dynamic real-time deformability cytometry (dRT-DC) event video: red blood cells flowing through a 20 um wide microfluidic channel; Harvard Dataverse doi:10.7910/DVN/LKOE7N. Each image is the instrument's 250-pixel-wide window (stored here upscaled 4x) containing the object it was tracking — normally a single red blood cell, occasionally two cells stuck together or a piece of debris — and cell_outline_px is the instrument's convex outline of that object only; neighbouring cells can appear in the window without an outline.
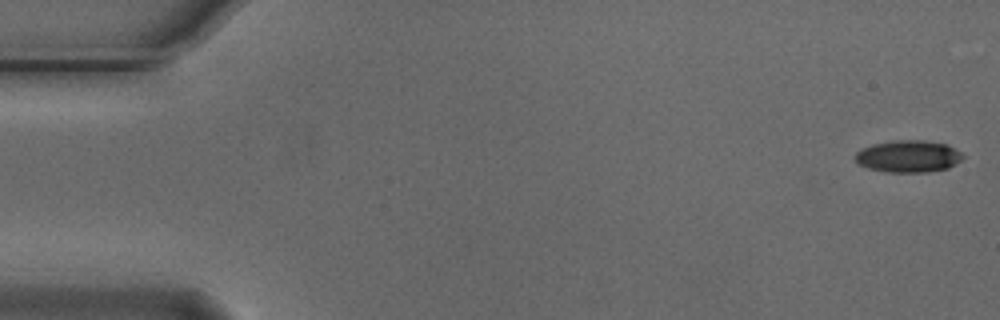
{"species": "Egyptian fruit bat (a non-hibernating species)", "species_latin": "Rousettus aegyptiacus", "temperature_condition": "cold", "stored_images_in_passage": 55, "camera_frame_rate_fps": 3000, "um_per_image_px": 0.085, "animal": {"sex": "male"}, "frame": {"image": 1, "passage_image": 1, "time_ms": 0.0, "image_size_px": [1000, 320], "cell_outline_px": [[964, 156], [960, 160], [948, 168], [928, 172], [888, 172], [868, 168], [856, 164], [856, 152], [860, 148], [872, 144], [892, 140], [924, 140], [948, 144], [960, 152]], "centroid_in_image_um": [77.18, 13.28], "position_along_channel_um": 7.8, "area_um2": 20.23}}
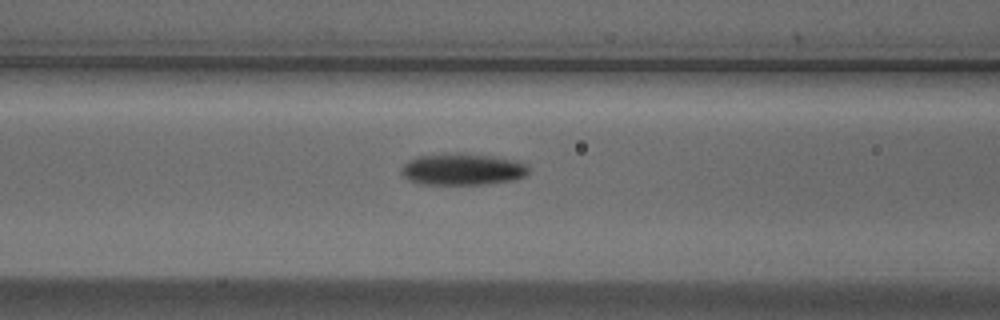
{"frame": {"image": 2, "passage_image": 22, "time_ms": 7.0, "image_size_px": [1000, 320], "cell_outline_px": [[528, 172], [524, 176], [516, 180], [484, 184], [420, 184], [408, 180], [400, 172], [400, 168], [408, 160], [416, 156], [444, 152], [460, 152], [496, 156], [516, 160], [528, 164]], "centroid_in_image_um": [39.29, 14.36], "position_along_channel_um": 127.3, "area_um2": 24.16}}
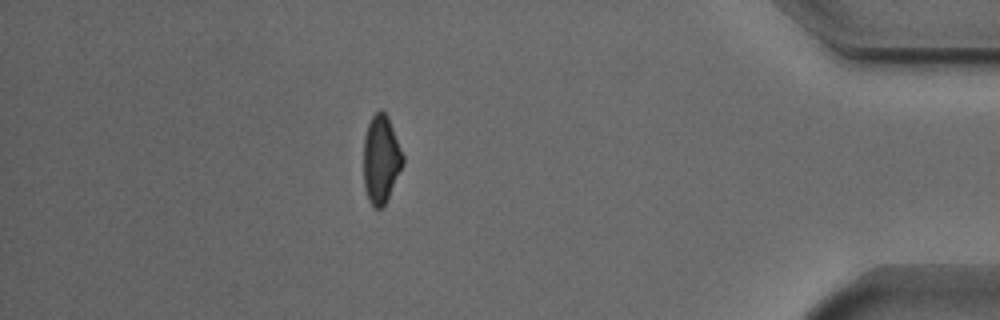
{"frame": {"image": 3, "passage_image": 48, "time_ms": 15.667, "image_size_px": [1000, 320], "cell_outline_px": [[404, 164], [384, 204], [380, 208], [376, 208], [368, 200], [364, 188], [364, 136], [368, 124], [372, 116], [380, 108], [388, 116], [404, 156]], "centroid_in_image_um": [32.38, 13.5], "position_along_channel_um": 402.8, "area_um2": 20.06}, "authors_computed_cell_mechanics": {"area_um2": 21.5594, "velocity_mm_per_s": 3.714, "shape_relaxation_time_tau1_ms": 3.9838, "shape_relaxation_time_tau2_ms": 4.0514, "deformation_change_tau1": 0.1345, "deformation_change_tau2": 0.1117}}